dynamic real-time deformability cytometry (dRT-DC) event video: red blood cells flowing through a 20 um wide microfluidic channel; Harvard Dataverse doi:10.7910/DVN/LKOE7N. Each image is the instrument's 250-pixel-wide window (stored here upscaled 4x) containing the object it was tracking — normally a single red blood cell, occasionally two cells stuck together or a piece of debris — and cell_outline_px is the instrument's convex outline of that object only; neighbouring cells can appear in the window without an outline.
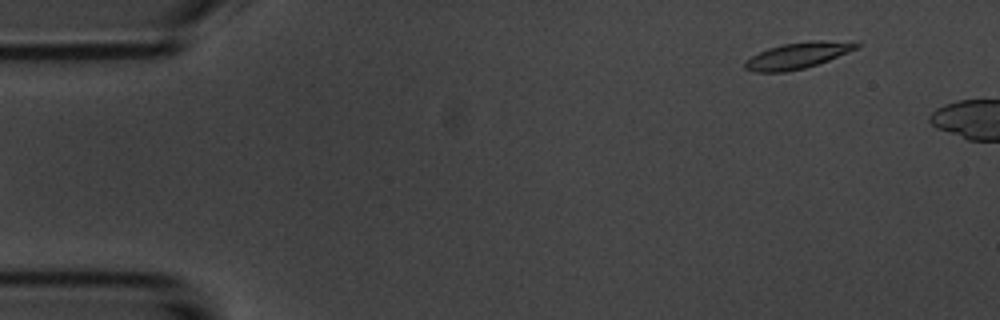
{"species": "common noctule bat (a hibernating species)", "species_latin": "Nyctalus noctula", "temperature_condition": "room temperature", "stored_images_in_passage": 5, "camera_frame_rate_fps": 3000, "um_per_image_px": 0.085, "animal": {"sex": "male", "body_mass_g": 20.1, "forearm_length_mm": 53.5}, "frame": {"image": 1, "passage_image": 2, "time_ms": 1.333, "image_size_px": [1000, 320], "cell_outline_px": [[860, 44], [856, 48], [848, 52], [828, 60], [804, 68], [784, 72], [756, 72], [744, 68], [744, 60], [768, 48], [784, 44], [812, 40], [860, 40]], "centroid_in_image_um": [67.85, 4.69], "position_along_channel_um": 17.2, "area_um2": 17.11}}